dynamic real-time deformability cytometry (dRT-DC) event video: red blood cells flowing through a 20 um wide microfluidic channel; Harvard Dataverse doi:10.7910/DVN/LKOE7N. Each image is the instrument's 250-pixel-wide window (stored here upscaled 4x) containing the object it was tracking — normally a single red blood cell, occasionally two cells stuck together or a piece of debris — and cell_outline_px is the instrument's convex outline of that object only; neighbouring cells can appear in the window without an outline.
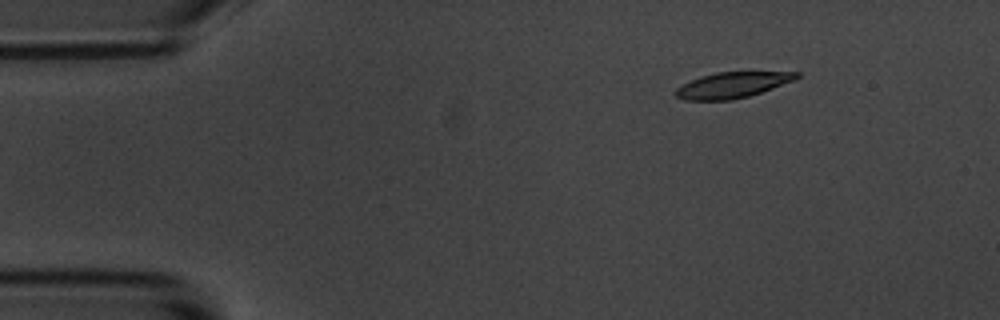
{"species": "common noctule bat (a hibernating species)", "species_latin": "Nyctalus noctula", "temperature_condition": "room temperature", "stored_images_in_passage": 11, "camera_frame_rate_fps": 3000, "um_per_image_px": 0.085, "animal": {"sex": "male", "body_mass_g": 20.1, "forearm_length_mm": 53.5}, "frame": {"image": 1, "passage_image": 2, "time_ms": 2.333, "image_size_px": [1000, 320], "cell_outline_px": [[800, 76], [796, 80], [748, 96], [732, 100], [684, 100], [676, 96], [676, 88], [700, 76], [716, 72], [800, 72]], "centroid_in_image_um": [62.27, 7.22], "position_along_channel_um": 22.7, "area_um2": 17.98}}
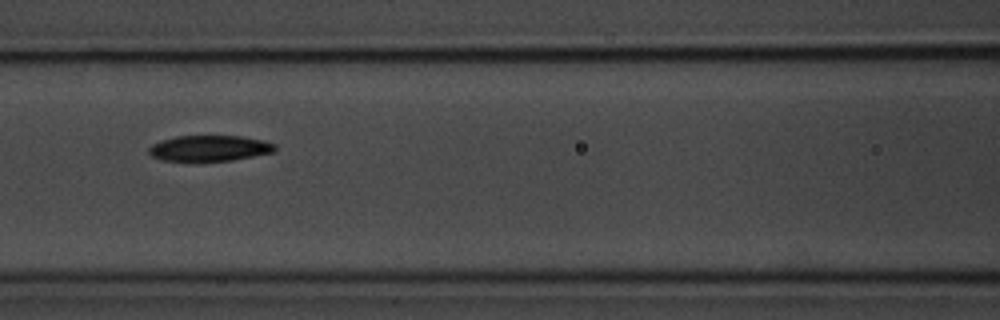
{"frame": {"image": 2, "passage_image": 7, "time_ms": 8.0, "image_size_px": [1000, 320], "cell_outline_px": [[276, 148], [272, 152], [232, 160], [200, 164], [160, 160], [152, 156], [148, 152], [148, 148], [152, 144], [160, 140], [176, 136], [240, 136], [264, 140], [276, 144]], "centroid_in_image_um": [17.73, 12.64], "position_along_channel_um": 148.9, "area_um2": 19.77}}
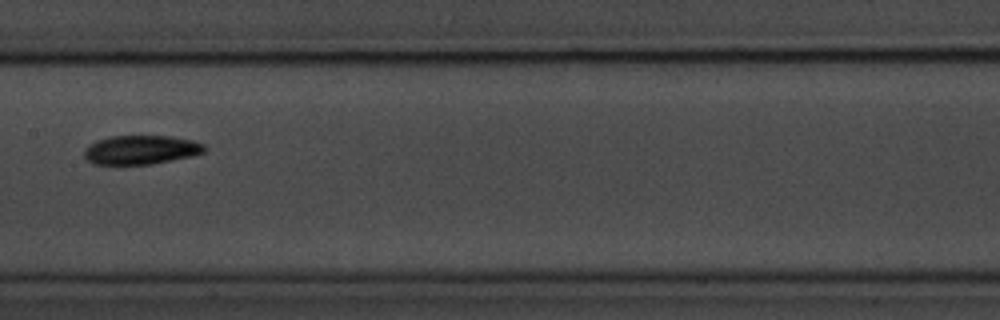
{"frame": {"image": 3, "passage_image": 8, "time_ms": 9.333, "image_size_px": [1000, 320], "cell_outline_px": [[208, 148], [204, 152], [192, 156], [152, 164], [92, 164], [84, 156], [84, 148], [88, 144], [96, 140], [108, 136], [172, 136], [192, 140], [204, 144]], "centroid_in_image_um": [11.97, 12.73], "position_along_channel_um": 195.4, "area_um2": 20.52}}